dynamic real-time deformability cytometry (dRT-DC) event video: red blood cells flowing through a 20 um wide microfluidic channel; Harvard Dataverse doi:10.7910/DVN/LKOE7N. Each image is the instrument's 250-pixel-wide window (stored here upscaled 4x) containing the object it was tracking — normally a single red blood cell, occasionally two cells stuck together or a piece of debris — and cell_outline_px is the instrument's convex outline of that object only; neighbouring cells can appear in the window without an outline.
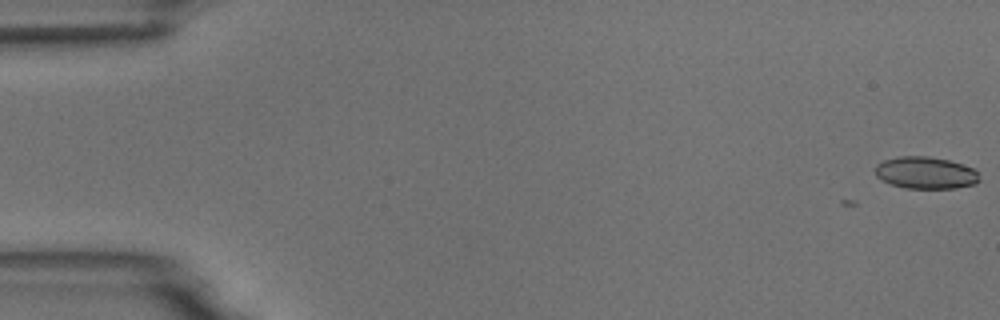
{"species": "common noctule bat (a hibernating species)", "species_latin": "Nyctalus noctula", "temperature_condition": "room temperature", "stored_images_in_passage": 2, "camera_frame_rate_fps": 3000, "um_per_image_px": 0.085, "animal": {"sex": "male", "body_mass_g": 18.8}, "frame": {"image": 1, "passage_image": 2, "time_ms": 1.0, "image_size_px": [1000, 320], "cell_outline_px": [[980, 180], [976, 184], [956, 188], [904, 188], [880, 180], [876, 176], [876, 164], [884, 160], [900, 156], [928, 156], [948, 160], [972, 168], [976, 172]], "centroid_in_image_um": [78.65, 14.69], "position_along_channel_um": 6.3, "area_um2": 19.36}}